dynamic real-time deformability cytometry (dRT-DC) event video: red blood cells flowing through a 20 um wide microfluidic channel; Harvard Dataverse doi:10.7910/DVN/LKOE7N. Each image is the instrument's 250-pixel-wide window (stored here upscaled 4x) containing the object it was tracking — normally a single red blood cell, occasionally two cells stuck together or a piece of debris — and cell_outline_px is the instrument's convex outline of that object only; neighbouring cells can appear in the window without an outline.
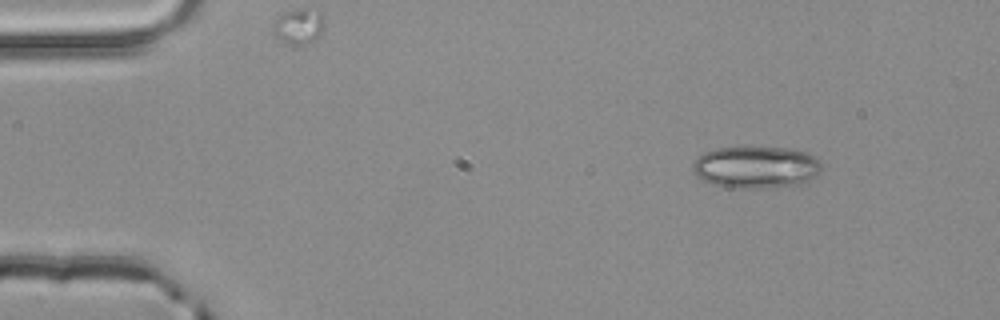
{"species": "common noctule bat (a hibernating species)", "species_latin": "Nyctalus noctula", "temperature_condition": "room temperature", "stored_images_in_passage": 3, "camera_frame_rate_fps": 3000, "um_per_image_px": 0.085, "animal": {"sex": "male", "body_mass_g": 20.4}, "frame": {"image": 1, "passage_image": 1, "time_ms": 0.0, "image_size_px": [1000, 320], "cell_outline_px": [[820, 172], [816, 176], [800, 184], [756, 188], [736, 188], [712, 184], [696, 176], [692, 172], [692, 164], [696, 156], [704, 152], [716, 148], [788, 148], [808, 152], [816, 156], [820, 160]], "centroid_in_image_um": [64.24, 14.2], "position_along_channel_um": 20.8, "area_um2": 31.56}}